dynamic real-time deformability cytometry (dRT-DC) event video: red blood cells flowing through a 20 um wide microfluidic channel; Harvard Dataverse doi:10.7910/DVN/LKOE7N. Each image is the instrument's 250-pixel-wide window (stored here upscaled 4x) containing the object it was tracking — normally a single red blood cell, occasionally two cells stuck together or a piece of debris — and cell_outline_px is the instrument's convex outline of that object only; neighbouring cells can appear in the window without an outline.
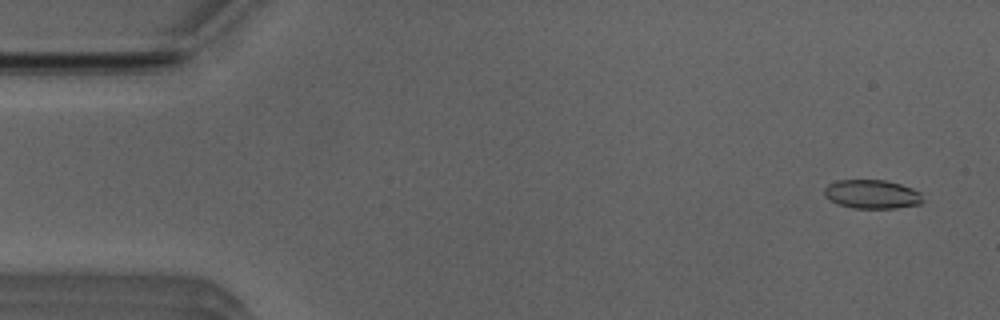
{"species": "Egyptian fruit bat (a non-hibernating species)", "species_latin": "Rousettus aegyptiacus", "temperature_condition": "room temperature", "stored_images_in_passage": 52, "camera_frame_rate_fps": 3000, "um_per_image_px": 0.085, "animal": {"sex": "male"}, "frame": {"image": 1, "passage_image": 3, "time_ms": 0.667, "image_size_px": [1000, 320], "cell_outline_px": [[924, 200], [920, 204], [896, 208], [852, 208], [836, 204], [828, 200], [824, 196], [824, 188], [828, 184], [836, 180], [884, 180], [900, 184], [912, 188], [920, 192]], "centroid_in_image_um": [74.08, 16.51], "position_along_channel_um": 10.9, "area_um2": 16.76}}
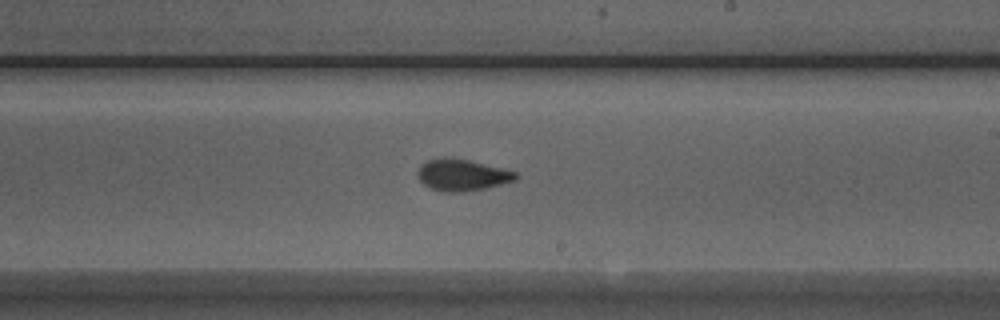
{"frame": {"image": 2, "passage_image": 30, "time_ms": 9.667, "image_size_px": [1000, 320], "cell_outline_px": [[520, 176], [516, 180], [484, 188], [460, 192], [444, 192], [432, 188], [424, 184], [420, 180], [416, 172], [420, 164], [428, 160], [444, 156], [468, 160], [516, 172]], "centroid_in_image_um": [39.24, 14.86], "position_along_channel_um": 249.8, "area_um2": 17.92}}
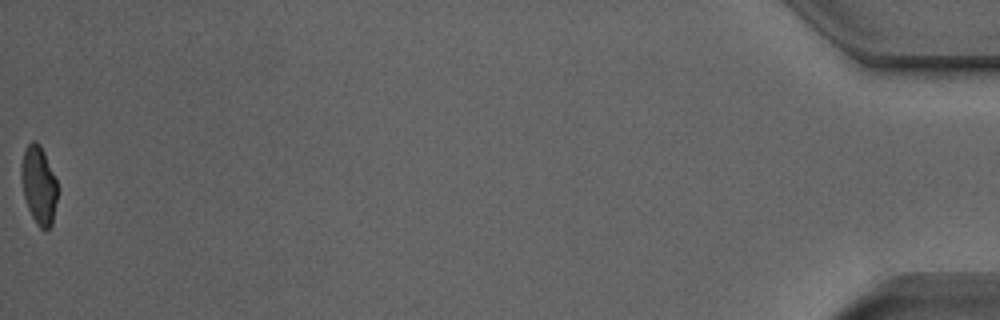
{"frame": {"image": 3, "passage_image": 52, "time_ms": 17.0, "image_size_px": [1000, 320], "cell_outline_px": [[56, 200], [52, 224], [44, 232], [36, 224], [28, 208], [24, 196], [20, 176], [20, 168], [24, 152], [28, 144], [32, 140], [36, 140], [40, 144], [44, 152], [56, 180]], "centroid_in_image_um": [3.27, 15.73], "position_along_channel_um": 431.9, "area_um2": 16.36}, "authors_computed_cell_mechanics": {"area_um2": 17.2822, "velocity_mm_per_s": 3.9553, "shape_relaxation_time_tau1_ms": 6.2561, "shape_relaxation_time_tau2_ms": 1.1932, "deformation_change_tau1": 0.1694, "deformation_change_tau2": 0.0698}}